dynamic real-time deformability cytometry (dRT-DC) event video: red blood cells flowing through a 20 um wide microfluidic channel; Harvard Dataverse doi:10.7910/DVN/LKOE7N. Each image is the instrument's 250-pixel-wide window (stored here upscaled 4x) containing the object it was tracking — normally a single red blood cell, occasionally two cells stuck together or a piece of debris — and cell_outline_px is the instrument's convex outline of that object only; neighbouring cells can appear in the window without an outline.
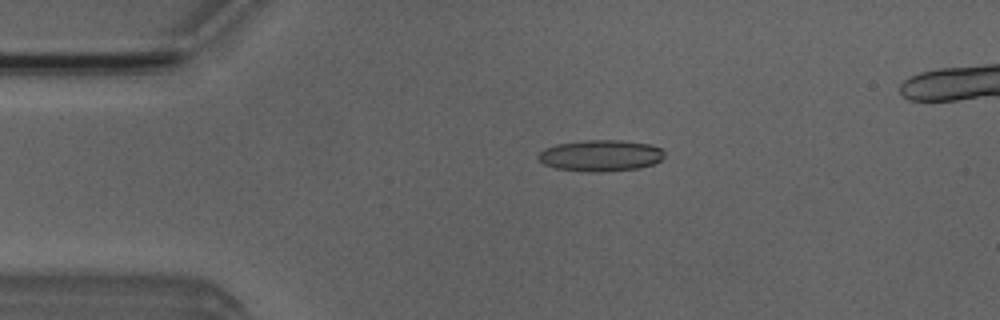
{"species": "Egyptian fruit bat (a non-hibernating species)", "species_latin": "Rousettus aegyptiacus", "temperature_condition": "room temperature", "stored_images_in_passage": 41, "camera_frame_rate_fps": 3000, "um_per_image_px": 0.085, "animal": {"sex": "male"}, "frame": {"image": 1, "passage_image": 2, "time_ms": 0.333, "image_size_px": [1000, 320], "cell_outline_px": [[664, 156], [660, 160], [652, 164], [636, 168], [596, 172], [588, 172], [556, 168], [544, 164], [536, 156], [544, 148], [556, 144], [580, 140], [620, 140], [652, 144], [660, 148], [664, 152]], "centroid_in_image_um": [51.02, 13.21], "position_along_channel_um": 34.0, "area_um2": 23.0}}
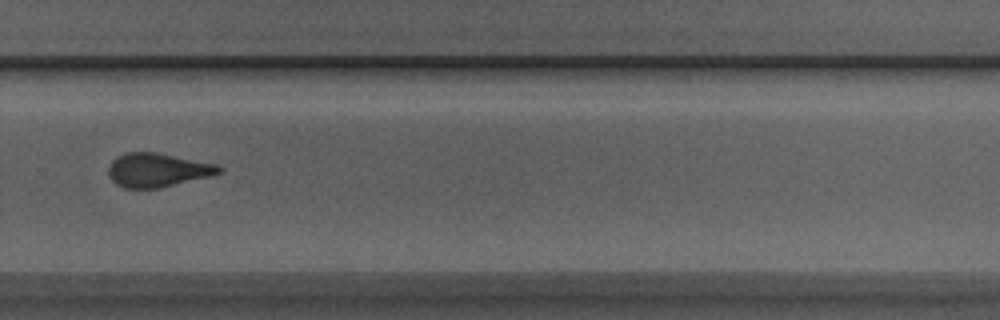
{"frame": {"image": 2, "passage_image": 26, "time_ms": 8.333, "image_size_px": [1000, 320], "cell_outline_px": [[224, 168], [220, 172], [208, 176], [156, 188], [124, 188], [116, 184], [108, 176], [108, 168], [112, 160], [116, 156], [124, 152], [156, 152], [216, 164]], "centroid_in_image_um": [13.32, 14.43], "position_along_channel_um": 316.5, "area_um2": 21.56}}
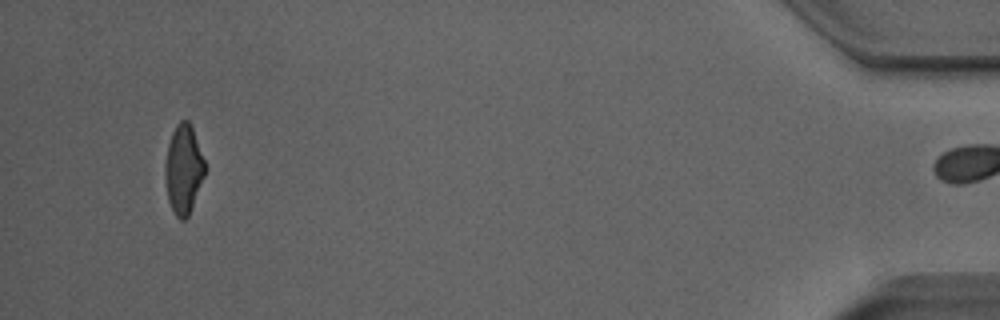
{"frame": {"image": 3, "passage_image": 40, "time_ms": 13.0, "image_size_px": [1000, 320], "cell_outline_px": [[204, 176], [188, 216], [184, 220], [180, 220], [176, 216], [168, 200], [164, 176], [164, 164], [168, 144], [172, 132], [176, 124], [180, 120], [188, 120], [192, 128], [204, 160]], "centroid_in_image_um": [15.56, 14.38], "position_along_channel_um": 419.6, "area_um2": 20.4}, "authors_computed_cell_mechanics": {"area_um2": 22.0218, "velocity_mm_per_s": 3.9973, "shape_relaxation_time_tau1_ms": 9.1563, "shape_relaxation_time_tau2_ms": 1.8822, "deformation_change_tau1": 0.2223, "deformation_change_tau2": 0.1174}}